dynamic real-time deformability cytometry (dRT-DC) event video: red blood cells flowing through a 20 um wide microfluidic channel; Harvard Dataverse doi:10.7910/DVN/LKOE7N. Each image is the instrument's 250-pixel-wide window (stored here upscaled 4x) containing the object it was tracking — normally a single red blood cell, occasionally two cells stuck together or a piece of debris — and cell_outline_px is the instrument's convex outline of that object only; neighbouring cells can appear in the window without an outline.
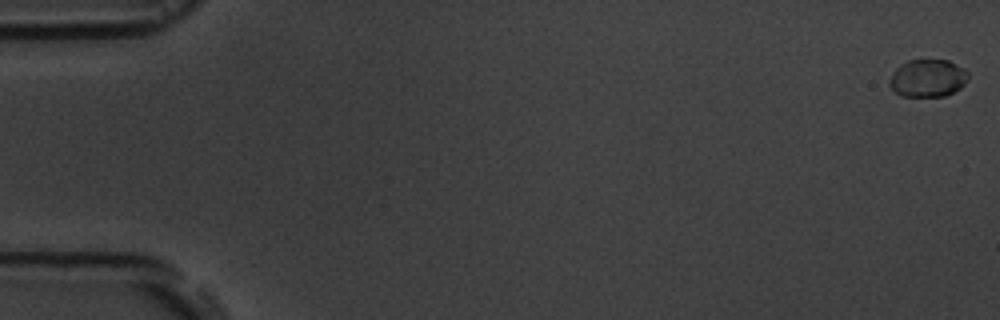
{"species": "common noctule bat (a hibernating species)", "species_latin": "Nyctalus noctula", "temperature_condition": "room temperature", "stored_images_in_passage": 6, "camera_frame_rate_fps": 3000, "um_per_image_px": 0.085, "animal": {"sex": "male", "body_mass_g": 19.5, "forearm_length_mm": 54.6}, "frame": {"image": 1, "passage_image": 1, "time_ms": 0.0, "image_size_px": [1000, 320], "cell_outline_px": [[968, 80], [960, 88], [944, 96], [900, 96], [892, 92], [888, 84], [888, 80], [892, 72], [900, 64], [908, 60], [948, 60], [964, 68], [968, 72]], "centroid_in_image_um": [78.81, 6.65], "position_along_channel_um": 6.2, "area_um2": 17.51}}
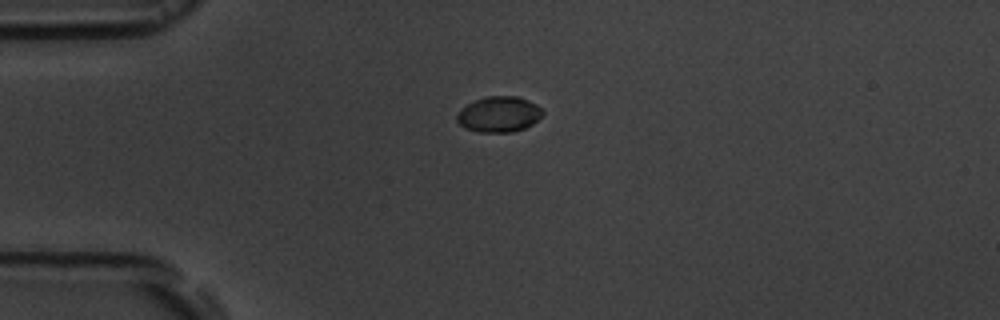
{"frame": {"image": 2, "passage_image": 5, "time_ms": 4.667, "image_size_px": [1000, 320], "cell_outline_px": [[544, 112], [532, 124], [524, 128], [512, 132], [476, 132], [464, 128], [456, 120], [456, 116], [460, 108], [484, 96], [516, 96], [536, 104]], "centroid_in_image_um": [42.36, 9.72], "position_along_channel_um": 42.6, "area_um2": 17.74}}